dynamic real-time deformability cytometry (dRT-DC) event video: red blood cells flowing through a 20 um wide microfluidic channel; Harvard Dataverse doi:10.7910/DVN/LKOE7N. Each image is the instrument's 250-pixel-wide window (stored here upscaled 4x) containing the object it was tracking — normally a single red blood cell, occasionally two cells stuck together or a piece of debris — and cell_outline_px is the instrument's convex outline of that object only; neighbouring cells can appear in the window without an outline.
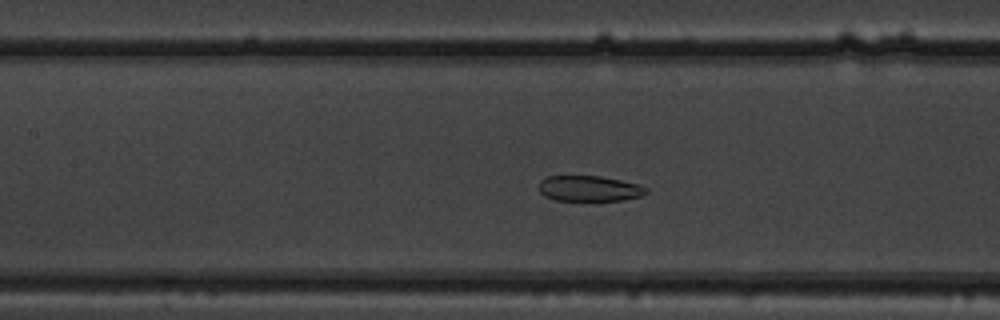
{"species": "common noctule bat (a hibernating species)", "species_latin": "Nyctalus noctula", "temperature_condition": "warm", "stored_images_in_passage": 11, "camera_frame_rate_fps": 3000, "um_per_image_px": 0.085, "animal": {"sex": "male", "body_mass_g": 19.5, "forearm_length_mm": 54.6}, "frame": {"image": 1, "passage_image": 10, "time_ms": 3.0, "image_size_px": [1000, 320], "cell_outline_px": [[648, 192], [640, 196], [624, 200], [556, 200], [544, 196], [540, 192], [540, 180], [544, 176], [600, 176], [620, 180], [636, 184], [648, 188]], "centroid_in_image_um": [50.07, 16.02], "position_along_channel_um": 157.3, "area_um2": 15.9}}